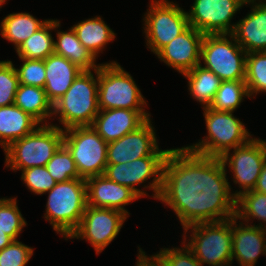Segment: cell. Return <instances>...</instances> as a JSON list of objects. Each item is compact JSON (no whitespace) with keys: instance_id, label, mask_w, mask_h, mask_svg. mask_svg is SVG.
Wrapping results in <instances>:
<instances>
[{"instance_id":"obj_30","label":"cell","mask_w":266,"mask_h":266,"mask_svg":"<svg viewBox=\"0 0 266 266\" xmlns=\"http://www.w3.org/2000/svg\"><path fill=\"white\" fill-rule=\"evenodd\" d=\"M246 97H250L245 80L222 81L209 108L234 112Z\"/></svg>"},{"instance_id":"obj_18","label":"cell","mask_w":266,"mask_h":266,"mask_svg":"<svg viewBox=\"0 0 266 266\" xmlns=\"http://www.w3.org/2000/svg\"><path fill=\"white\" fill-rule=\"evenodd\" d=\"M236 221L231 218L232 263L236 259L240 266H255L259 256L266 255V229Z\"/></svg>"},{"instance_id":"obj_34","label":"cell","mask_w":266,"mask_h":266,"mask_svg":"<svg viewBox=\"0 0 266 266\" xmlns=\"http://www.w3.org/2000/svg\"><path fill=\"white\" fill-rule=\"evenodd\" d=\"M19 79L10 60L0 61V107L14 104Z\"/></svg>"},{"instance_id":"obj_41","label":"cell","mask_w":266,"mask_h":266,"mask_svg":"<svg viewBox=\"0 0 266 266\" xmlns=\"http://www.w3.org/2000/svg\"><path fill=\"white\" fill-rule=\"evenodd\" d=\"M14 240L0 229V250L7 247Z\"/></svg>"},{"instance_id":"obj_33","label":"cell","mask_w":266,"mask_h":266,"mask_svg":"<svg viewBox=\"0 0 266 266\" xmlns=\"http://www.w3.org/2000/svg\"><path fill=\"white\" fill-rule=\"evenodd\" d=\"M56 182H65L81 178L70 151L62 144L52 158L45 165Z\"/></svg>"},{"instance_id":"obj_2","label":"cell","mask_w":266,"mask_h":266,"mask_svg":"<svg viewBox=\"0 0 266 266\" xmlns=\"http://www.w3.org/2000/svg\"><path fill=\"white\" fill-rule=\"evenodd\" d=\"M99 111L98 68L83 70L75 78L66 93L53 104L52 116H55V118L57 116V120L63 126L50 124L62 130L72 127L92 126Z\"/></svg>"},{"instance_id":"obj_24","label":"cell","mask_w":266,"mask_h":266,"mask_svg":"<svg viewBox=\"0 0 266 266\" xmlns=\"http://www.w3.org/2000/svg\"><path fill=\"white\" fill-rule=\"evenodd\" d=\"M54 40V53L61 55L76 64L82 70H95L100 64H96V58L86 49L78 40L77 34L73 27L69 31L56 33Z\"/></svg>"},{"instance_id":"obj_6","label":"cell","mask_w":266,"mask_h":266,"mask_svg":"<svg viewBox=\"0 0 266 266\" xmlns=\"http://www.w3.org/2000/svg\"><path fill=\"white\" fill-rule=\"evenodd\" d=\"M183 230V242L187 243L186 246L203 265H232L231 218L217 222H200L188 225ZM188 230L192 234L187 240Z\"/></svg>"},{"instance_id":"obj_9","label":"cell","mask_w":266,"mask_h":266,"mask_svg":"<svg viewBox=\"0 0 266 266\" xmlns=\"http://www.w3.org/2000/svg\"><path fill=\"white\" fill-rule=\"evenodd\" d=\"M63 144L70 151L81 178L104 174L108 143L92 126L63 130Z\"/></svg>"},{"instance_id":"obj_12","label":"cell","mask_w":266,"mask_h":266,"mask_svg":"<svg viewBox=\"0 0 266 266\" xmlns=\"http://www.w3.org/2000/svg\"><path fill=\"white\" fill-rule=\"evenodd\" d=\"M165 159L166 157H143L129 163L107 164L103 175L120 185L131 188L141 198L149 195L144 190L136 188V186L144 184L148 179L153 178L152 182L150 181L143 188L153 190V196L150 197L158 199L162 187Z\"/></svg>"},{"instance_id":"obj_31","label":"cell","mask_w":266,"mask_h":266,"mask_svg":"<svg viewBox=\"0 0 266 266\" xmlns=\"http://www.w3.org/2000/svg\"><path fill=\"white\" fill-rule=\"evenodd\" d=\"M245 83L250 98L266 93V52L247 53Z\"/></svg>"},{"instance_id":"obj_36","label":"cell","mask_w":266,"mask_h":266,"mask_svg":"<svg viewBox=\"0 0 266 266\" xmlns=\"http://www.w3.org/2000/svg\"><path fill=\"white\" fill-rule=\"evenodd\" d=\"M19 59L23 62L19 68L15 67L19 84L44 88L46 80L44 60Z\"/></svg>"},{"instance_id":"obj_42","label":"cell","mask_w":266,"mask_h":266,"mask_svg":"<svg viewBox=\"0 0 266 266\" xmlns=\"http://www.w3.org/2000/svg\"><path fill=\"white\" fill-rule=\"evenodd\" d=\"M5 2H7V0H0V8H2V5L5 4Z\"/></svg>"},{"instance_id":"obj_10","label":"cell","mask_w":266,"mask_h":266,"mask_svg":"<svg viewBox=\"0 0 266 266\" xmlns=\"http://www.w3.org/2000/svg\"><path fill=\"white\" fill-rule=\"evenodd\" d=\"M144 15L146 45L155 55L190 26L187 12L168 0H152Z\"/></svg>"},{"instance_id":"obj_39","label":"cell","mask_w":266,"mask_h":266,"mask_svg":"<svg viewBox=\"0 0 266 266\" xmlns=\"http://www.w3.org/2000/svg\"><path fill=\"white\" fill-rule=\"evenodd\" d=\"M136 266H165L161 259L155 254L147 256L142 248L138 247Z\"/></svg>"},{"instance_id":"obj_40","label":"cell","mask_w":266,"mask_h":266,"mask_svg":"<svg viewBox=\"0 0 266 266\" xmlns=\"http://www.w3.org/2000/svg\"><path fill=\"white\" fill-rule=\"evenodd\" d=\"M253 190L266 194V161L262 167V171Z\"/></svg>"},{"instance_id":"obj_17","label":"cell","mask_w":266,"mask_h":266,"mask_svg":"<svg viewBox=\"0 0 266 266\" xmlns=\"http://www.w3.org/2000/svg\"><path fill=\"white\" fill-rule=\"evenodd\" d=\"M85 182L88 206L112 208L129 216L130 213L124 207L141 198L131 188L120 185L105 175L89 177Z\"/></svg>"},{"instance_id":"obj_14","label":"cell","mask_w":266,"mask_h":266,"mask_svg":"<svg viewBox=\"0 0 266 266\" xmlns=\"http://www.w3.org/2000/svg\"><path fill=\"white\" fill-rule=\"evenodd\" d=\"M247 0H194L187 12L189 25L205 34H232L231 20Z\"/></svg>"},{"instance_id":"obj_3","label":"cell","mask_w":266,"mask_h":266,"mask_svg":"<svg viewBox=\"0 0 266 266\" xmlns=\"http://www.w3.org/2000/svg\"><path fill=\"white\" fill-rule=\"evenodd\" d=\"M45 221L54 231L68 240L80 225L87 206L86 182L83 178L71 179L57 184L48 192Z\"/></svg>"},{"instance_id":"obj_27","label":"cell","mask_w":266,"mask_h":266,"mask_svg":"<svg viewBox=\"0 0 266 266\" xmlns=\"http://www.w3.org/2000/svg\"><path fill=\"white\" fill-rule=\"evenodd\" d=\"M60 20L48 21L16 49L19 58L44 60L54 53V37L50 31L60 28Z\"/></svg>"},{"instance_id":"obj_20","label":"cell","mask_w":266,"mask_h":266,"mask_svg":"<svg viewBox=\"0 0 266 266\" xmlns=\"http://www.w3.org/2000/svg\"><path fill=\"white\" fill-rule=\"evenodd\" d=\"M262 1H246V4H251V12L236 22L232 32L246 53L266 52V0Z\"/></svg>"},{"instance_id":"obj_5","label":"cell","mask_w":266,"mask_h":266,"mask_svg":"<svg viewBox=\"0 0 266 266\" xmlns=\"http://www.w3.org/2000/svg\"><path fill=\"white\" fill-rule=\"evenodd\" d=\"M63 144V130L52 124H41L27 136L12 142L5 150V168L22 171L45 166Z\"/></svg>"},{"instance_id":"obj_29","label":"cell","mask_w":266,"mask_h":266,"mask_svg":"<svg viewBox=\"0 0 266 266\" xmlns=\"http://www.w3.org/2000/svg\"><path fill=\"white\" fill-rule=\"evenodd\" d=\"M235 217L247 224L254 221L253 218L257 219L260 223L256 226L266 229V194L251 190L239 195L236 198Z\"/></svg>"},{"instance_id":"obj_15","label":"cell","mask_w":266,"mask_h":266,"mask_svg":"<svg viewBox=\"0 0 266 266\" xmlns=\"http://www.w3.org/2000/svg\"><path fill=\"white\" fill-rule=\"evenodd\" d=\"M156 132L147 119L135 131L108 143L107 164L129 163L143 157H166L171 149L161 150Z\"/></svg>"},{"instance_id":"obj_11","label":"cell","mask_w":266,"mask_h":266,"mask_svg":"<svg viewBox=\"0 0 266 266\" xmlns=\"http://www.w3.org/2000/svg\"><path fill=\"white\" fill-rule=\"evenodd\" d=\"M231 150H233L232 153L227 151L221 160L233 174V183L239 185L240 190L232 193L237 198L242 193L255 188L266 161V140L254 137L246 144Z\"/></svg>"},{"instance_id":"obj_38","label":"cell","mask_w":266,"mask_h":266,"mask_svg":"<svg viewBox=\"0 0 266 266\" xmlns=\"http://www.w3.org/2000/svg\"><path fill=\"white\" fill-rule=\"evenodd\" d=\"M34 249L16 240L0 250V266H26Z\"/></svg>"},{"instance_id":"obj_25","label":"cell","mask_w":266,"mask_h":266,"mask_svg":"<svg viewBox=\"0 0 266 266\" xmlns=\"http://www.w3.org/2000/svg\"><path fill=\"white\" fill-rule=\"evenodd\" d=\"M14 104L40 124H49L47 119L53 115V104L48 100L44 88L19 84Z\"/></svg>"},{"instance_id":"obj_13","label":"cell","mask_w":266,"mask_h":266,"mask_svg":"<svg viewBox=\"0 0 266 266\" xmlns=\"http://www.w3.org/2000/svg\"><path fill=\"white\" fill-rule=\"evenodd\" d=\"M127 217L116 209L87 205L80 225L68 239H85L98 255L117 237Z\"/></svg>"},{"instance_id":"obj_35","label":"cell","mask_w":266,"mask_h":266,"mask_svg":"<svg viewBox=\"0 0 266 266\" xmlns=\"http://www.w3.org/2000/svg\"><path fill=\"white\" fill-rule=\"evenodd\" d=\"M21 173V180L31 192L37 195L46 194L57 184L45 166L31 167L22 170Z\"/></svg>"},{"instance_id":"obj_23","label":"cell","mask_w":266,"mask_h":266,"mask_svg":"<svg viewBox=\"0 0 266 266\" xmlns=\"http://www.w3.org/2000/svg\"><path fill=\"white\" fill-rule=\"evenodd\" d=\"M72 27L78 40L95 58L106 48V44L112 42L116 37L115 32L100 16L80 21Z\"/></svg>"},{"instance_id":"obj_26","label":"cell","mask_w":266,"mask_h":266,"mask_svg":"<svg viewBox=\"0 0 266 266\" xmlns=\"http://www.w3.org/2000/svg\"><path fill=\"white\" fill-rule=\"evenodd\" d=\"M48 19L39 21L30 13H10L0 23V34L2 38L13 43L15 50L27 38L40 29Z\"/></svg>"},{"instance_id":"obj_16","label":"cell","mask_w":266,"mask_h":266,"mask_svg":"<svg viewBox=\"0 0 266 266\" xmlns=\"http://www.w3.org/2000/svg\"><path fill=\"white\" fill-rule=\"evenodd\" d=\"M204 34L189 26L171 42L165 45L156 56L167 66L177 70L182 75L189 72L200 61L201 43Z\"/></svg>"},{"instance_id":"obj_28","label":"cell","mask_w":266,"mask_h":266,"mask_svg":"<svg viewBox=\"0 0 266 266\" xmlns=\"http://www.w3.org/2000/svg\"><path fill=\"white\" fill-rule=\"evenodd\" d=\"M183 76L188 80V89L192 98L203 105V108L209 107L220 87L221 79L201 63Z\"/></svg>"},{"instance_id":"obj_7","label":"cell","mask_w":266,"mask_h":266,"mask_svg":"<svg viewBox=\"0 0 266 266\" xmlns=\"http://www.w3.org/2000/svg\"><path fill=\"white\" fill-rule=\"evenodd\" d=\"M147 101L133 77L116 61L98 68V106L100 110H145Z\"/></svg>"},{"instance_id":"obj_8","label":"cell","mask_w":266,"mask_h":266,"mask_svg":"<svg viewBox=\"0 0 266 266\" xmlns=\"http://www.w3.org/2000/svg\"><path fill=\"white\" fill-rule=\"evenodd\" d=\"M246 51L232 34H205L200 61L221 81L245 80Z\"/></svg>"},{"instance_id":"obj_22","label":"cell","mask_w":266,"mask_h":266,"mask_svg":"<svg viewBox=\"0 0 266 266\" xmlns=\"http://www.w3.org/2000/svg\"><path fill=\"white\" fill-rule=\"evenodd\" d=\"M40 123L15 104L0 107V145L5 150L12 142L33 132Z\"/></svg>"},{"instance_id":"obj_4","label":"cell","mask_w":266,"mask_h":266,"mask_svg":"<svg viewBox=\"0 0 266 266\" xmlns=\"http://www.w3.org/2000/svg\"><path fill=\"white\" fill-rule=\"evenodd\" d=\"M207 135L193 145L185 146L189 151L207 157L221 158L227 151L242 146L253 137L244 123L231 111L203 108Z\"/></svg>"},{"instance_id":"obj_32","label":"cell","mask_w":266,"mask_h":266,"mask_svg":"<svg viewBox=\"0 0 266 266\" xmlns=\"http://www.w3.org/2000/svg\"><path fill=\"white\" fill-rule=\"evenodd\" d=\"M17 198H0V229L17 240L22 229L27 225L17 205Z\"/></svg>"},{"instance_id":"obj_1","label":"cell","mask_w":266,"mask_h":266,"mask_svg":"<svg viewBox=\"0 0 266 266\" xmlns=\"http://www.w3.org/2000/svg\"><path fill=\"white\" fill-rule=\"evenodd\" d=\"M227 168L221 158L171 148L166 156L162 187L157 200L169 206L185 228L200 222H217L235 217Z\"/></svg>"},{"instance_id":"obj_37","label":"cell","mask_w":266,"mask_h":266,"mask_svg":"<svg viewBox=\"0 0 266 266\" xmlns=\"http://www.w3.org/2000/svg\"><path fill=\"white\" fill-rule=\"evenodd\" d=\"M181 248H161L157 256L165 266H203L193 252L182 242Z\"/></svg>"},{"instance_id":"obj_19","label":"cell","mask_w":266,"mask_h":266,"mask_svg":"<svg viewBox=\"0 0 266 266\" xmlns=\"http://www.w3.org/2000/svg\"><path fill=\"white\" fill-rule=\"evenodd\" d=\"M150 118L151 115L147 110L123 108L100 110L94 119L92 127L109 143L135 131Z\"/></svg>"},{"instance_id":"obj_21","label":"cell","mask_w":266,"mask_h":266,"mask_svg":"<svg viewBox=\"0 0 266 266\" xmlns=\"http://www.w3.org/2000/svg\"><path fill=\"white\" fill-rule=\"evenodd\" d=\"M44 63L46 74L44 90L48 100L54 104L66 93L83 70L56 53H52L44 59Z\"/></svg>"}]
</instances>
